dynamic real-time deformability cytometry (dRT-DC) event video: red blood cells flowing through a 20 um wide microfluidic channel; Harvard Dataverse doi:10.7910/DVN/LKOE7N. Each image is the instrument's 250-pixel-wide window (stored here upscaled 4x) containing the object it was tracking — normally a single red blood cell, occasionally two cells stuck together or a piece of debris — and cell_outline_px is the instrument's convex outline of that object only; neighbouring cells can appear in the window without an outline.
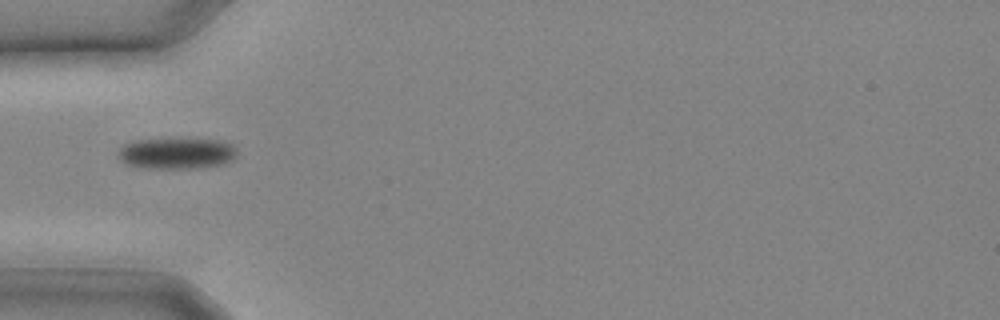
{"species": "common noctule bat (a hibernating species)", "species_latin": "Nyctalus noctula", "temperature_condition": "cold", "stored_images_in_passage": 4, "camera_frame_rate_fps": 3000, "um_per_image_px": 0.085, "animal": {"sex": "male", "body_mass_g": 20.4}, "frame": {"image": 1, "passage_image": 1, "time_ms": 0.0, "image_size_px": [1000, 320], "cell_outline_px": [[236, 156], [232, 160], [220, 164], [196, 168], [140, 168], [124, 164], [116, 156], [116, 152], [124, 144], [136, 140], [192, 136], [220, 140], [232, 144], [236, 148]], "centroid_in_image_um": [14.98, 12.99], "position_along_channel_um": 70.0, "area_um2": 22.66}}
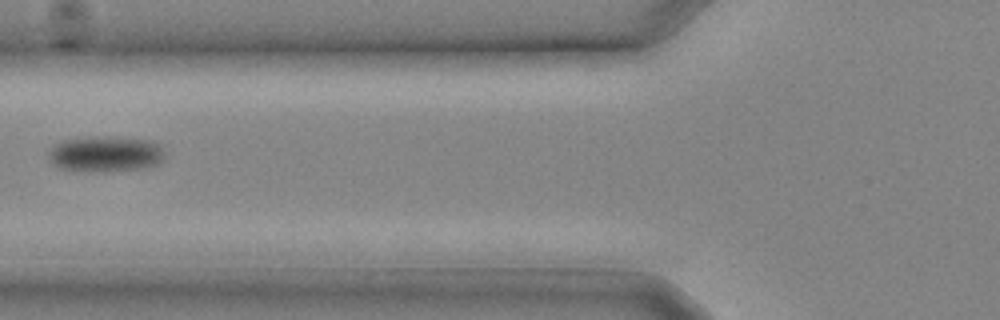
{"frame": {"image": 2, "passage_image": 3, "time_ms": 0.667, "image_size_px": [1000, 320], "cell_outline_px": [[164, 156], [156, 164], [136, 168], [60, 168], [52, 164], [48, 152], [52, 144], [60, 140], [96, 136], [116, 136], [152, 140], [160, 144], [164, 152]], "centroid_in_image_um": [8.95, 12.98], "position_along_channel_um": 116.8, "area_um2": 23.24}}